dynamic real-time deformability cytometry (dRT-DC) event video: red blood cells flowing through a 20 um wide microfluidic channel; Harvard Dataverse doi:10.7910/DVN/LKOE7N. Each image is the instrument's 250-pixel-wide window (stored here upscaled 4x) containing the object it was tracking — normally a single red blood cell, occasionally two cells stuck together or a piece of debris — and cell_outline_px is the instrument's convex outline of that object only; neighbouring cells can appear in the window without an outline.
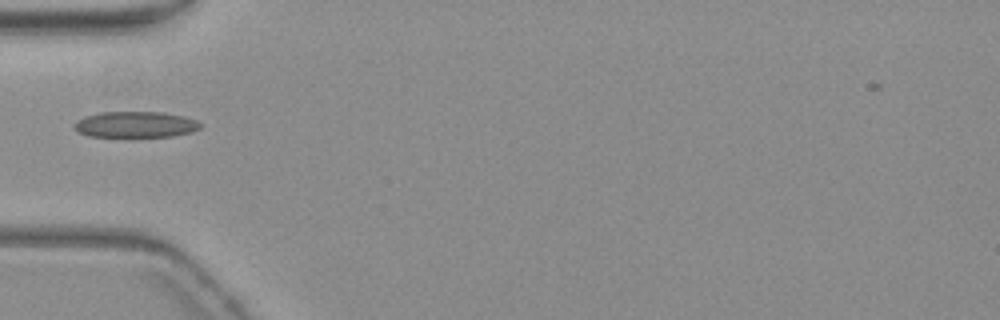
{"species": "common noctule bat (a hibernating species)", "species_latin": "Nyctalus noctula", "temperature_condition": "warm", "stored_images_in_passage": 5, "camera_frame_rate_fps": 3000, "um_per_image_px": 0.085, "animal": {"sex": "female", "body_mass_g": 19.3, "forearm_length_mm": 54.1}, "frame": {"image": 1, "passage_image": 5, "time_ms": 5.667, "image_size_px": [1000, 320], "cell_outline_px": [[204, 124], [200, 128], [192, 132], [172, 136], [88, 136], [80, 132], [76, 128], [76, 120], [84, 116], [100, 112], [164, 112], [184, 116], [196, 120]], "centroid_in_image_um": [11.58, 10.57], "position_along_channel_um": 73.4, "area_um2": 19.02}}